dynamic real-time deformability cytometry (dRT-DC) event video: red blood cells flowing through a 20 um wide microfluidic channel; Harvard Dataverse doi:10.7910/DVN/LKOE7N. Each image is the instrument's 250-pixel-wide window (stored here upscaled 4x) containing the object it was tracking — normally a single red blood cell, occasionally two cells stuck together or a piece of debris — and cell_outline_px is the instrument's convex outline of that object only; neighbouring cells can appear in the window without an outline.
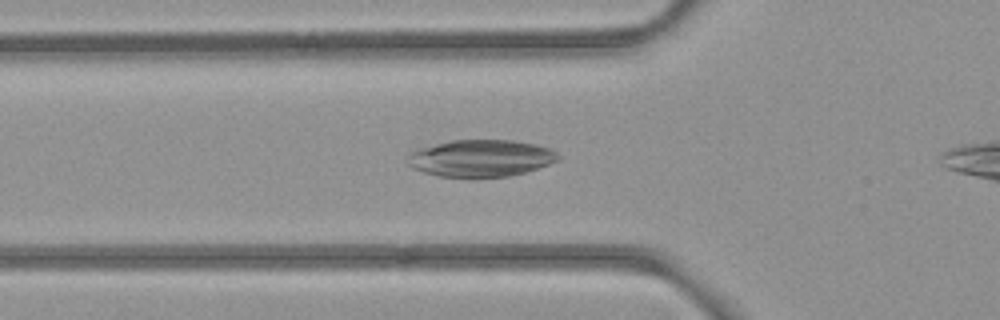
{"species": "common noctule bat (a hibernating species)", "species_latin": "Nyctalus noctula", "temperature_condition": "room temperature", "stored_images_in_passage": 34, "camera_frame_rate_fps": 3000, "um_per_image_px": 0.085, "animal": {"sex": "female", "body_mass_g": 21.9}, "frame": {"image": 1, "passage_image": 7, "time_ms": 2.0, "image_size_px": [1000, 320], "cell_outline_px": [[560, 160], [524, 172], [508, 176], [440, 176], [424, 172], [412, 168], [408, 164], [408, 156], [416, 148], [452, 140], [512, 140], [536, 144], [552, 148], [560, 156]], "centroid_in_image_um": [40.88, 13.42], "position_along_channel_um": 84.9, "area_um2": 32.19}}
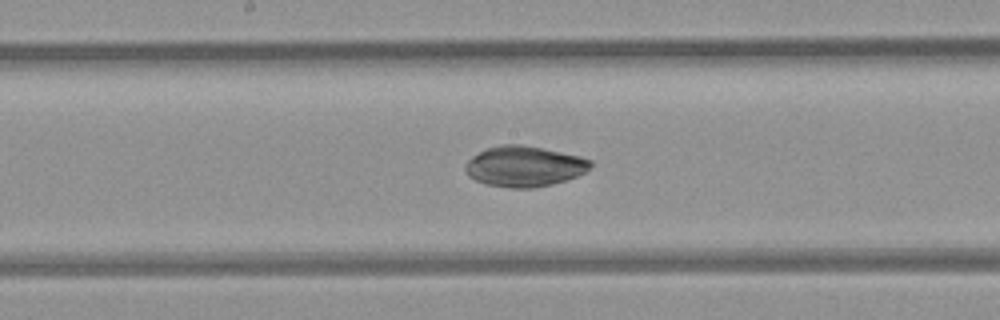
{"frame": {"image": 2, "passage_image": 16, "time_ms": 5.0, "image_size_px": [1000, 320], "cell_outline_px": [[592, 164], [584, 172], [576, 176], [552, 184], [532, 188], [508, 188], [488, 184], [476, 180], [468, 176], [464, 168], [468, 160], [472, 156], [488, 148], [500, 144], [520, 144], [580, 156], [592, 160]], "centroid_in_image_um": [44.54, 14.14], "position_along_channel_um": 203.7, "area_um2": 29.3}}
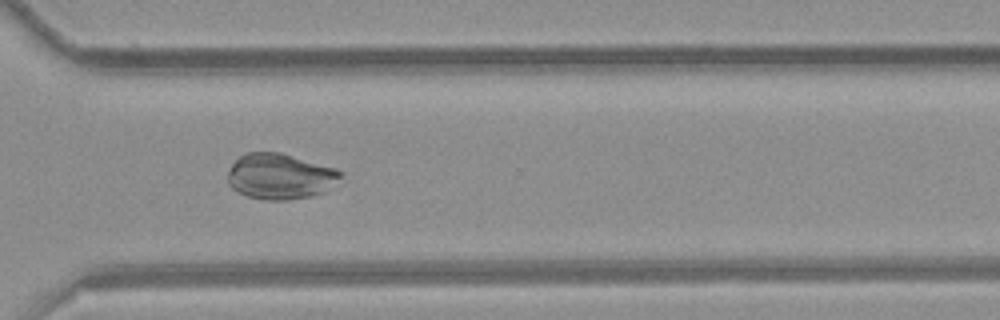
{"frame": {"image": 3, "passage_image": 27, "time_ms": 8.667, "image_size_px": [1000, 320], "cell_outline_px": [[340, 176], [324, 192], [312, 196], [288, 200], [264, 200], [248, 196], [236, 192], [228, 184], [228, 172], [232, 164], [244, 152], [280, 152], [336, 168], [340, 172]], "centroid_in_image_um": [23.75, 14.99], "position_along_channel_um": 346.8, "area_um2": 29.94}}